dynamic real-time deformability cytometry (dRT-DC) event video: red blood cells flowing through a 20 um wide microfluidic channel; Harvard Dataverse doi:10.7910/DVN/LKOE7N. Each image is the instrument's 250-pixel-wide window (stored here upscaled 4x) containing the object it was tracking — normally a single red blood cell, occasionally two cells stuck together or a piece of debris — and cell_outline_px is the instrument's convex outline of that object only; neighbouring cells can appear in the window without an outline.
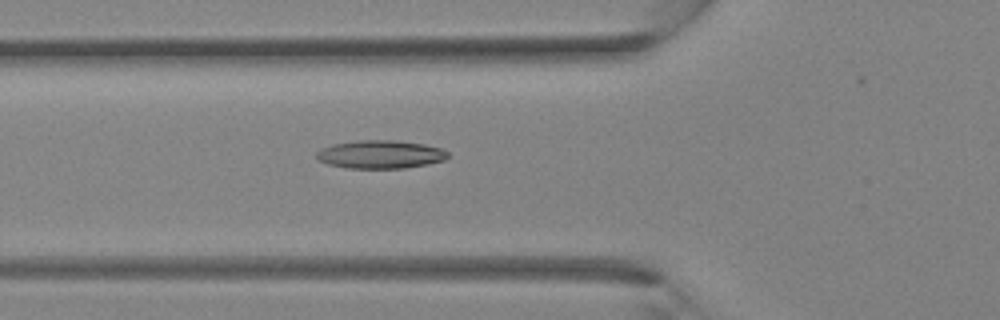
{"species": "Egyptian fruit bat (a non-hibernating species)", "species_latin": "Rousettus aegyptiacus", "temperature_condition": "room temperature", "stored_images_in_passage": 30, "camera_frame_rate_fps": 3000, "um_per_image_px": 0.085, "animal": {"sex": "female"}, "frame": {"image": 1, "passage_image": 13, "time_ms": 4.0, "image_size_px": [1000, 320], "cell_outline_px": [[448, 156], [444, 160], [428, 164], [404, 168], [344, 168], [328, 164], [320, 160], [316, 156], [316, 152], [332, 144], [356, 140], [392, 140], [424, 144], [440, 148], [448, 152]], "centroid_in_image_um": [32.33, 13.12], "position_along_channel_um": 93.5, "area_um2": 21.5}}
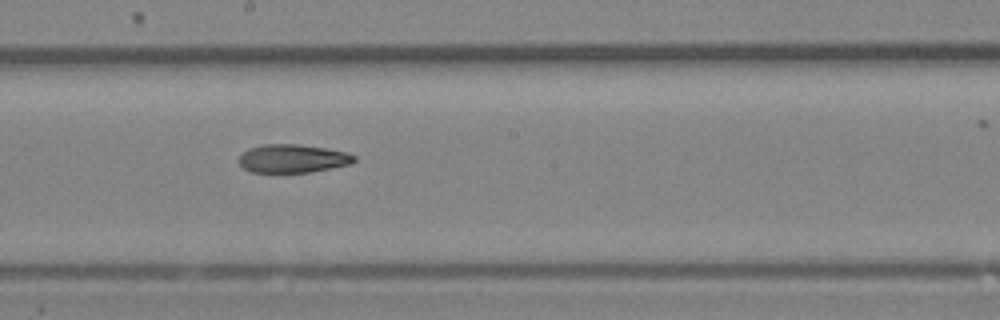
{"frame": {"image": 2, "passage_image": 20, "time_ms": 6.333, "image_size_px": [1000, 320], "cell_outline_px": [[356, 160], [352, 164], [308, 172], [252, 172], [244, 168], [240, 164], [240, 156], [248, 148], [260, 144], [300, 144], [324, 148], [344, 152], [356, 156]], "centroid_in_image_um": [24.88, 13.47], "position_along_channel_um": 223.3, "area_um2": 18.9}}
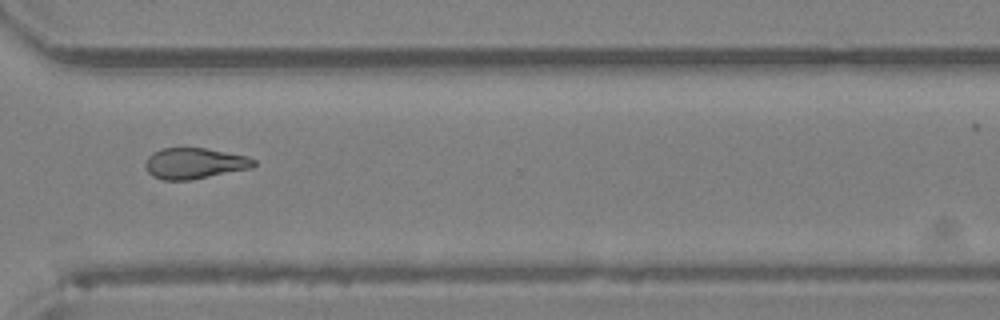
{"frame": {"image": 3, "passage_image": 27, "time_ms": 8.667, "image_size_px": [1000, 320], "cell_outline_px": [[256, 164], [252, 168], [188, 180], [164, 180], [152, 176], [144, 168], [144, 164], [148, 156], [152, 152], [160, 148], [204, 148], [248, 156], [256, 160]], "centroid_in_image_um": [16.5, 13.88], "position_along_channel_um": 354.1, "area_um2": 19.59}}